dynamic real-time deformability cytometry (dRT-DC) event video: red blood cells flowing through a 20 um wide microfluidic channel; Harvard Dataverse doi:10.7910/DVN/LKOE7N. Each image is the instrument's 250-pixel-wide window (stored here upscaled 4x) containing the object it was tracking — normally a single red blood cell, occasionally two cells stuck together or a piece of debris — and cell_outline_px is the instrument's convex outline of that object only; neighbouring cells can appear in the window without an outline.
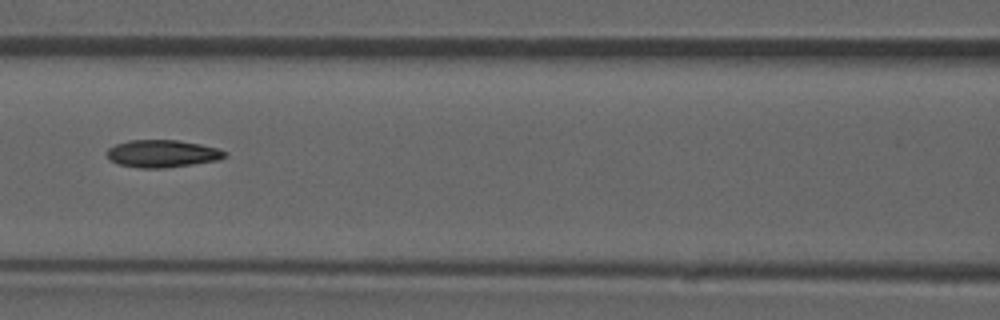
{"species": "common noctule bat (a hibernating species)", "species_latin": "Nyctalus noctula", "temperature_condition": "room temperature", "stored_images_in_passage": 52, "camera_frame_rate_fps": 3000, "um_per_image_px": 0.085, "animal": {"sex": "male", "forearm_length_mm": 52.5}, "frame": {"image": 1, "passage_image": 23, "time_ms": 7.333, "image_size_px": [1000, 320], "cell_outline_px": [[228, 156], [220, 160], [164, 168], [140, 168], [116, 164], [108, 156], [108, 148], [116, 144], [128, 140], [176, 140], [200, 144], [216, 148], [228, 152]], "centroid_in_image_um": [13.82, 13.06], "position_along_channel_um": 152.8, "area_um2": 18.84}}